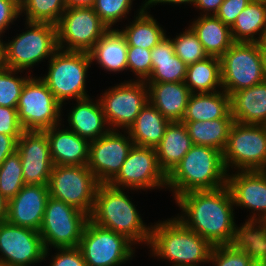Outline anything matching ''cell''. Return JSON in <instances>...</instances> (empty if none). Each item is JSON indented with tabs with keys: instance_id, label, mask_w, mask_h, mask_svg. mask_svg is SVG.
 <instances>
[{
	"instance_id": "obj_1",
	"label": "cell",
	"mask_w": 266,
	"mask_h": 266,
	"mask_svg": "<svg viewBox=\"0 0 266 266\" xmlns=\"http://www.w3.org/2000/svg\"><path fill=\"white\" fill-rule=\"evenodd\" d=\"M175 201L181 210L176 218L212 246L235 244L250 234L244 225L235 223V206L227 186L184 193Z\"/></svg>"
},
{
	"instance_id": "obj_2",
	"label": "cell",
	"mask_w": 266,
	"mask_h": 266,
	"mask_svg": "<svg viewBox=\"0 0 266 266\" xmlns=\"http://www.w3.org/2000/svg\"><path fill=\"white\" fill-rule=\"evenodd\" d=\"M150 255L170 261L171 266H200L208 264L213 246L187 228L176 217L152 225L149 241Z\"/></svg>"
},
{
	"instance_id": "obj_3",
	"label": "cell",
	"mask_w": 266,
	"mask_h": 266,
	"mask_svg": "<svg viewBox=\"0 0 266 266\" xmlns=\"http://www.w3.org/2000/svg\"><path fill=\"white\" fill-rule=\"evenodd\" d=\"M227 170L222 151L208 146L193 145L167 175V189L178 196L226 186Z\"/></svg>"
},
{
	"instance_id": "obj_4",
	"label": "cell",
	"mask_w": 266,
	"mask_h": 266,
	"mask_svg": "<svg viewBox=\"0 0 266 266\" xmlns=\"http://www.w3.org/2000/svg\"><path fill=\"white\" fill-rule=\"evenodd\" d=\"M129 197L124 188L100 184L89 219L96 225L126 236L136 246L140 243L148 246L151 225L143 223L141 214Z\"/></svg>"
},
{
	"instance_id": "obj_5",
	"label": "cell",
	"mask_w": 266,
	"mask_h": 266,
	"mask_svg": "<svg viewBox=\"0 0 266 266\" xmlns=\"http://www.w3.org/2000/svg\"><path fill=\"white\" fill-rule=\"evenodd\" d=\"M25 25L27 30L14 36L11 41L2 40L0 64L27 72L43 62V59L49 60L58 50V46L56 25L27 21Z\"/></svg>"
},
{
	"instance_id": "obj_6",
	"label": "cell",
	"mask_w": 266,
	"mask_h": 266,
	"mask_svg": "<svg viewBox=\"0 0 266 266\" xmlns=\"http://www.w3.org/2000/svg\"><path fill=\"white\" fill-rule=\"evenodd\" d=\"M48 63V72L40 78L62 104V108L67 104L66 101L90 97L86 92L87 73L92 64L88 52L58 49Z\"/></svg>"
},
{
	"instance_id": "obj_7",
	"label": "cell",
	"mask_w": 266,
	"mask_h": 266,
	"mask_svg": "<svg viewBox=\"0 0 266 266\" xmlns=\"http://www.w3.org/2000/svg\"><path fill=\"white\" fill-rule=\"evenodd\" d=\"M222 89L230 95L266 80L258 43L234 42L220 57Z\"/></svg>"
},
{
	"instance_id": "obj_8",
	"label": "cell",
	"mask_w": 266,
	"mask_h": 266,
	"mask_svg": "<svg viewBox=\"0 0 266 266\" xmlns=\"http://www.w3.org/2000/svg\"><path fill=\"white\" fill-rule=\"evenodd\" d=\"M100 185L87 165H54L48 182L49 194L86 213L93 211Z\"/></svg>"
},
{
	"instance_id": "obj_9",
	"label": "cell",
	"mask_w": 266,
	"mask_h": 266,
	"mask_svg": "<svg viewBox=\"0 0 266 266\" xmlns=\"http://www.w3.org/2000/svg\"><path fill=\"white\" fill-rule=\"evenodd\" d=\"M222 154L227 172L233 168L263 171L266 168V125L234 122Z\"/></svg>"
},
{
	"instance_id": "obj_10",
	"label": "cell",
	"mask_w": 266,
	"mask_h": 266,
	"mask_svg": "<svg viewBox=\"0 0 266 266\" xmlns=\"http://www.w3.org/2000/svg\"><path fill=\"white\" fill-rule=\"evenodd\" d=\"M88 220L86 213L50 196L39 230L45 250L79 247Z\"/></svg>"
},
{
	"instance_id": "obj_11",
	"label": "cell",
	"mask_w": 266,
	"mask_h": 266,
	"mask_svg": "<svg viewBox=\"0 0 266 266\" xmlns=\"http://www.w3.org/2000/svg\"><path fill=\"white\" fill-rule=\"evenodd\" d=\"M134 245V246H133ZM135 244L126 236L103 228L90 219L82 233L79 249L86 266H121L135 256Z\"/></svg>"
},
{
	"instance_id": "obj_12",
	"label": "cell",
	"mask_w": 266,
	"mask_h": 266,
	"mask_svg": "<svg viewBox=\"0 0 266 266\" xmlns=\"http://www.w3.org/2000/svg\"><path fill=\"white\" fill-rule=\"evenodd\" d=\"M33 76L24 84L16 109L24 130L43 131L61 124L63 109L46 83Z\"/></svg>"
},
{
	"instance_id": "obj_13",
	"label": "cell",
	"mask_w": 266,
	"mask_h": 266,
	"mask_svg": "<svg viewBox=\"0 0 266 266\" xmlns=\"http://www.w3.org/2000/svg\"><path fill=\"white\" fill-rule=\"evenodd\" d=\"M108 30L93 7H67L56 24L58 49L89 53Z\"/></svg>"
},
{
	"instance_id": "obj_14",
	"label": "cell",
	"mask_w": 266,
	"mask_h": 266,
	"mask_svg": "<svg viewBox=\"0 0 266 266\" xmlns=\"http://www.w3.org/2000/svg\"><path fill=\"white\" fill-rule=\"evenodd\" d=\"M99 101L110 130L128 131L149 101L148 87L145 81L125 80L106 89Z\"/></svg>"
},
{
	"instance_id": "obj_15",
	"label": "cell",
	"mask_w": 266,
	"mask_h": 266,
	"mask_svg": "<svg viewBox=\"0 0 266 266\" xmlns=\"http://www.w3.org/2000/svg\"><path fill=\"white\" fill-rule=\"evenodd\" d=\"M234 206L251 210L244 225L250 233L266 226V174L264 171H236L227 174ZM252 213V214H251Z\"/></svg>"
},
{
	"instance_id": "obj_16",
	"label": "cell",
	"mask_w": 266,
	"mask_h": 266,
	"mask_svg": "<svg viewBox=\"0 0 266 266\" xmlns=\"http://www.w3.org/2000/svg\"><path fill=\"white\" fill-rule=\"evenodd\" d=\"M130 190L166 189L167 175L160 168L156 149L133 145L117 176L109 183Z\"/></svg>"
},
{
	"instance_id": "obj_17",
	"label": "cell",
	"mask_w": 266,
	"mask_h": 266,
	"mask_svg": "<svg viewBox=\"0 0 266 266\" xmlns=\"http://www.w3.org/2000/svg\"><path fill=\"white\" fill-rule=\"evenodd\" d=\"M39 231L0 222V266H34L50 255Z\"/></svg>"
},
{
	"instance_id": "obj_18",
	"label": "cell",
	"mask_w": 266,
	"mask_h": 266,
	"mask_svg": "<svg viewBox=\"0 0 266 266\" xmlns=\"http://www.w3.org/2000/svg\"><path fill=\"white\" fill-rule=\"evenodd\" d=\"M133 145L128 131L120 130H109L89 142L87 167L100 184H109L117 176Z\"/></svg>"
},
{
	"instance_id": "obj_19",
	"label": "cell",
	"mask_w": 266,
	"mask_h": 266,
	"mask_svg": "<svg viewBox=\"0 0 266 266\" xmlns=\"http://www.w3.org/2000/svg\"><path fill=\"white\" fill-rule=\"evenodd\" d=\"M25 184L48 185L52 167L50 145L44 131L25 130L17 141Z\"/></svg>"
},
{
	"instance_id": "obj_20",
	"label": "cell",
	"mask_w": 266,
	"mask_h": 266,
	"mask_svg": "<svg viewBox=\"0 0 266 266\" xmlns=\"http://www.w3.org/2000/svg\"><path fill=\"white\" fill-rule=\"evenodd\" d=\"M49 197L48 185L25 184L8 201L6 220L11 224L39 231Z\"/></svg>"
},
{
	"instance_id": "obj_21",
	"label": "cell",
	"mask_w": 266,
	"mask_h": 266,
	"mask_svg": "<svg viewBox=\"0 0 266 266\" xmlns=\"http://www.w3.org/2000/svg\"><path fill=\"white\" fill-rule=\"evenodd\" d=\"M61 125L43 130L49 140L53 164L87 165L89 161V141L80 137L68 127L65 129L64 124L63 127Z\"/></svg>"
},
{
	"instance_id": "obj_22",
	"label": "cell",
	"mask_w": 266,
	"mask_h": 266,
	"mask_svg": "<svg viewBox=\"0 0 266 266\" xmlns=\"http://www.w3.org/2000/svg\"><path fill=\"white\" fill-rule=\"evenodd\" d=\"M75 101L76 106L72 107L67 116L68 129L89 142L98 139L110 130L99 99L87 97Z\"/></svg>"
},
{
	"instance_id": "obj_23",
	"label": "cell",
	"mask_w": 266,
	"mask_h": 266,
	"mask_svg": "<svg viewBox=\"0 0 266 266\" xmlns=\"http://www.w3.org/2000/svg\"><path fill=\"white\" fill-rule=\"evenodd\" d=\"M145 83L149 102L170 122L182 121L191 94L185 82Z\"/></svg>"
},
{
	"instance_id": "obj_24",
	"label": "cell",
	"mask_w": 266,
	"mask_h": 266,
	"mask_svg": "<svg viewBox=\"0 0 266 266\" xmlns=\"http://www.w3.org/2000/svg\"><path fill=\"white\" fill-rule=\"evenodd\" d=\"M229 97L230 114L235 122L266 125V80Z\"/></svg>"
},
{
	"instance_id": "obj_25",
	"label": "cell",
	"mask_w": 266,
	"mask_h": 266,
	"mask_svg": "<svg viewBox=\"0 0 266 266\" xmlns=\"http://www.w3.org/2000/svg\"><path fill=\"white\" fill-rule=\"evenodd\" d=\"M128 45L125 37L117 29H109L89 52L91 62H95L102 70L114 73L127 72Z\"/></svg>"
},
{
	"instance_id": "obj_26",
	"label": "cell",
	"mask_w": 266,
	"mask_h": 266,
	"mask_svg": "<svg viewBox=\"0 0 266 266\" xmlns=\"http://www.w3.org/2000/svg\"><path fill=\"white\" fill-rule=\"evenodd\" d=\"M193 146L185 124L172 121L166 126L164 136L155 148L160 168L168 175Z\"/></svg>"
},
{
	"instance_id": "obj_27",
	"label": "cell",
	"mask_w": 266,
	"mask_h": 266,
	"mask_svg": "<svg viewBox=\"0 0 266 266\" xmlns=\"http://www.w3.org/2000/svg\"><path fill=\"white\" fill-rule=\"evenodd\" d=\"M152 73L145 82H185L187 65L175 54L169 36L151 49Z\"/></svg>"
},
{
	"instance_id": "obj_28",
	"label": "cell",
	"mask_w": 266,
	"mask_h": 266,
	"mask_svg": "<svg viewBox=\"0 0 266 266\" xmlns=\"http://www.w3.org/2000/svg\"><path fill=\"white\" fill-rule=\"evenodd\" d=\"M262 252L260 237L250 233L241 242L213 246L208 263L213 266H252Z\"/></svg>"
},
{
	"instance_id": "obj_29",
	"label": "cell",
	"mask_w": 266,
	"mask_h": 266,
	"mask_svg": "<svg viewBox=\"0 0 266 266\" xmlns=\"http://www.w3.org/2000/svg\"><path fill=\"white\" fill-rule=\"evenodd\" d=\"M189 26L208 56L220 58L234 43L230 27L215 15L198 16Z\"/></svg>"
},
{
	"instance_id": "obj_30",
	"label": "cell",
	"mask_w": 266,
	"mask_h": 266,
	"mask_svg": "<svg viewBox=\"0 0 266 266\" xmlns=\"http://www.w3.org/2000/svg\"><path fill=\"white\" fill-rule=\"evenodd\" d=\"M233 118L230 114V97L224 91L191 93L182 121H208Z\"/></svg>"
},
{
	"instance_id": "obj_31",
	"label": "cell",
	"mask_w": 266,
	"mask_h": 266,
	"mask_svg": "<svg viewBox=\"0 0 266 266\" xmlns=\"http://www.w3.org/2000/svg\"><path fill=\"white\" fill-rule=\"evenodd\" d=\"M148 10L143 2L136 16L134 15V20L130 21L128 26L125 25L126 27H123V29H118L125 37L128 46L151 50L167 36L166 30L159 25Z\"/></svg>"
},
{
	"instance_id": "obj_32",
	"label": "cell",
	"mask_w": 266,
	"mask_h": 266,
	"mask_svg": "<svg viewBox=\"0 0 266 266\" xmlns=\"http://www.w3.org/2000/svg\"><path fill=\"white\" fill-rule=\"evenodd\" d=\"M169 120L149 101L140 110L134 124L128 129L134 145L156 148L164 136Z\"/></svg>"
},
{
	"instance_id": "obj_33",
	"label": "cell",
	"mask_w": 266,
	"mask_h": 266,
	"mask_svg": "<svg viewBox=\"0 0 266 266\" xmlns=\"http://www.w3.org/2000/svg\"><path fill=\"white\" fill-rule=\"evenodd\" d=\"M230 29L234 42L258 43L266 29V0L251 1Z\"/></svg>"
},
{
	"instance_id": "obj_34",
	"label": "cell",
	"mask_w": 266,
	"mask_h": 266,
	"mask_svg": "<svg viewBox=\"0 0 266 266\" xmlns=\"http://www.w3.org/2000/svg\"><path fill=\"white\" fill-rule=\"evenodd\" d=\"M185 124L193 145L208 146L224 151L234 118L208 121H181Z\"/></svg>"
},
{
	"instance_id": "obj_35",
	"label": "cell",
	"mask_w": 266,
	"mask_h": 266,
	"mask_svg": "<svg viewBox=\"0 0 266 266\" xmlns=\"http://www.w3.org/2000/svg\"><path fill=\"white\" fill-rule=\"evenodd\" d=\"M185 85L190 93H211L223 90L220 58L208 56L187 65Z\"/></svg>"
},
{
	"instance_id": "obj_36",
	"label": "cell",
	"mask_w": 266,
	"mask_h": 266,
	"mask_svg": "<svg viewBox=\"0 0 266 266\" xmlns=\"http://www.w3.org/2000/svg\"><path fill=\"white\" fill-rule=\"evenodd\" d=\"M66 8L65 0H20V16L27 22L56 25Z\"/></svg>"
},
{
	"instance_id": "obj_37",
	"label": "cell",
	"mask_w": 266,
	"mask_h": 266,
	"mask_svg": "<svg viewBox=\"0 0 266 266\" xmlns=\"http://www.w3.org/2000/svg\"><path fill=\"white\" fill-rule=\"evenodd\" d=\"M24 185L22 163L20 155L16 150L0 165V193L9 201Z\"/></svg>"
},
{
	"instance_id": "obj_38",
	"label": "cell",
	"mask_w": 266,
	"mask_h": 266,
	"mask_svg": "<svg viewBox=\"0 0 266 266\" xmlns=\"http://www.w3.org/2000/svg\"><path fill=\"white\" fill-rule=\"evenodd\" d=\"M24 71L10 69L0 64V106L17 108L19 97L26 81L31 77L25 73L21 77L18 73Z\"/></svg>"
},
{
	"instance_id": "obj_39",
	"label": "cell",
	"mask_w": 266,
	"mask_h": 266,
	"mask_svg": "<svg viewBox=\"0 0 266 266\" xmlns=\"http://www.w3.org/2000/svg\"><path fill=\"white\" fill-rule=\"evenodd\" d=\"M175 54L186 64H192L208 57L197 34L189 26L171 39Z\"/></svg>"
},
{
	"instance_id": "obj_40",
	"label": "cell",
	"mask_w": 266,
	"mask_h": 266,
	"mask_svg": "<svg viewBox=\"0 0 266 266\" xmlns=\"http://www.w3.org/2000/svg\"><path fill=\"white\" fill-rule=\"evenodd\" d=\"M134 0H95L94 11L105 25L112 29L114 24L127 18L132 10Z\"/></svg>"
},
{
	"instance_id": "obj_41",
	"label": "cell",
	"mask_w": 266,
	"mask_h": 266,
	"mask_svg": "<svg viewBox=\"0 0 266 266\" xmlns=\"http://www.w3.org/2000/svg\"><path fill=\"white\" fill-rule=\"evenodd\" d=\"M127 70L137 76V81H146L152 73L151 50L128 46Z\"/></svg>"
},
{
	"instance_id": "obj_42",
	"label": "cell",
	"mask_w": 266,
	"mask_h": 266,
	"mask_svg": "<svg viewBox=\"0 0 266 266\" xmlns=\"http://www.w3.org/2000/svg\"><path fill=\"white\" fill-rule=\"evenodd\" d=\"M54 249H57L55 250L57 252L51 256L49 266H86L83 254L79 247Z\"/></svg>"
},
{
	"instance_id": "obj_43",
	"label": "cell",
	"mask_w": 266,
	"mask_h": 266,
	"mask_svg": "<svg viewBox=\"0 0 266 266\" xmlns=\"http://www.w3.org/2000/svg\"><path fill=\"white\" fill-rule=\"evenodd\" d=\"M24 131L18 118L17 109L0 106V133L21 136Z\"/></svg>"
},
{
	"instance_id": "obj_44",
	"label": "cell",
	"mask_w": 266,
	"mask_h": 266,
	"mask_svg": "<svg viewBox=\"0 0 266 266\" xmlns=\"http://www.w3.org/2000/svg\"><path fill=\"white\" fill-rule=\"evenodd\" d=\"M252 0H224L215 14L225 25L231 27L236 17Z\"/></svg>"
},
{
	"instance_id": "obj_45",
	"label": "cell",
	"mask_w": 266,
	"mask_h": 266,
	"mask_svg": "<svg viewBox=\"0 0 266 266\" xmlns=\"http://www.w3.org/2000/svg\"><path fill=\"white\" fill-rule=\"evenodd\" d=\"M20 18V0H0V35Z\"/></svg>"
},
{
	"instance_id": "obj_46",
	"label": "cell",
	"mask_w": 266,
	"mask_h": 266,
	"mask_svg": "<svg viewBox=\"0 0 266 266\" xmlns=\"http://www.w3.org/2000/svg\"><path fill=\"white\" fill-rule=\"evenodd\" d=\"M21 136H11L0 133V165L17 150V141Z\"/></svg>"
},
{
	"instance_id": "obj_47",
	"label": "cell",
	"mask_w": 266,
	"mask_h": 266,
	"mask_svg": "<svg viewBox=\"0 0 266 266\" xmlns=\"http://www.w3.org/2000/svg\"><path fill=\"white\" fill-rule=\"evenodd\" d=\"M224 0H195L194 7L199 8L200 16L215 15Z\"/></svg>"
},
{
	"instance_id": "obj_48",
	"label": "cell",
	"mask_w": 266,
	"mask_h": 266,
	"mask_svg": "<svg viewBox=\"0 0 266 266\" xmlns=\"http://www.w3.org/2000/svg\"><path fill=\"white\" fill-rule=\"evenodd\" d=\"M145 6L150 9V7L152 8L153 5H159L160 3L162 4H174V5H181V4H185L189 6L190 5H194L195 0H145Z\"/></svg>"
},
{
	"instance_id": "obj_49",
	"label": "cell",
	"mask_w": 266,
	"mask_h": 266,
	"mask_svg": "<svg viewBox=\"0 0 266 266\" xmlns=\"http://www.w3.org/2000/svg\"><path fill=\"white\" fill-rule=\"evenodd\" d=\"M67 7H93L95 0H65Z\"/></svg>"
},
{
	"instance_id": "obj_50",
	"label": "cell",
	"mask_w": 266,
	"mask_h": 266,
	"mask_svg": "<svg viewBox=\"0 0 266 266\" xmlns=\"http://www.w3.org/2000/svg\"><path fill=\"white\" fill-rule=\"evenodd\" d=\"M8 215V201L0 193V222L5 221Z\"/></svg>"
},
{
	"instance_id": "obj_51",
	"label": "cell",
	"mask_w": 266,
	"mask_h": 266,
	"mask_svg": "<svg viewBox=\"0 0 266 266\" xmlns=\"http://www.w3.org/2000/svg\"><path fill=\"white\" fill-rule=\"evenodd\" d=\"M256 234L260 237L263 244V252L266 254V226L260 229Z\"/></svg>"
},
{
	"instance_id": "obj_52",
	"label": "cell",
	"mask_w": 266,
	"mask_h": 266,
	"mask_svg": "<svg viewBox=\"0 0 266 266\" xmlns=\"http://www.w3.org/2000/svg\"><path fill=\"white\" fill-rule=\"evenodd\" d=\"M258 45L261 49V52L262 53H266V29L265 31L263 32L259 42H258Z\"/></svg>"
},
{
	"instance_id": "obj_53",
	"label": "cell",
	"mask_w": 266,
	"mask_h": 266,
	"mask_svg": "<svg viewBox=\"0 0 266 266\" xmlns=\"http://www.w3.org/2000/svg\"><path fill=\"white\" fill-rule=\"evenodd\" d=\"M252 266H266V254L262 252L261 256L254 262Z\"/></svg>"
},
{
	"instance_id": "obj_54",
	"label": "cell",
	"mask_w": 266,
	"mask_h": 266,
	"mask_svg": "<svg viewBox=\"0 0 266 266\" xmlns=\"http://www.w3.org/2000/svg\"><path fill=\"white\" fill-rule=\"evenodd\" d=\"M2 36L0 35V63H1V57H2Z\"/></svg>"
},
{
	"instance_id": "obj_55",
	"label": "cell",
	"mask_w": 266,
	"mask_h": 266,
	"mask_svg": "<svg viewBox=\"0 0 266 266\" xmlns=\"http://www.w3.org/2000/svg\"><path fill=\"white\" fill-rule=\"evenodd\" d=\"M264 56V66H265V75H266V53H262Z\"/></svg>"
}]
</instances>
